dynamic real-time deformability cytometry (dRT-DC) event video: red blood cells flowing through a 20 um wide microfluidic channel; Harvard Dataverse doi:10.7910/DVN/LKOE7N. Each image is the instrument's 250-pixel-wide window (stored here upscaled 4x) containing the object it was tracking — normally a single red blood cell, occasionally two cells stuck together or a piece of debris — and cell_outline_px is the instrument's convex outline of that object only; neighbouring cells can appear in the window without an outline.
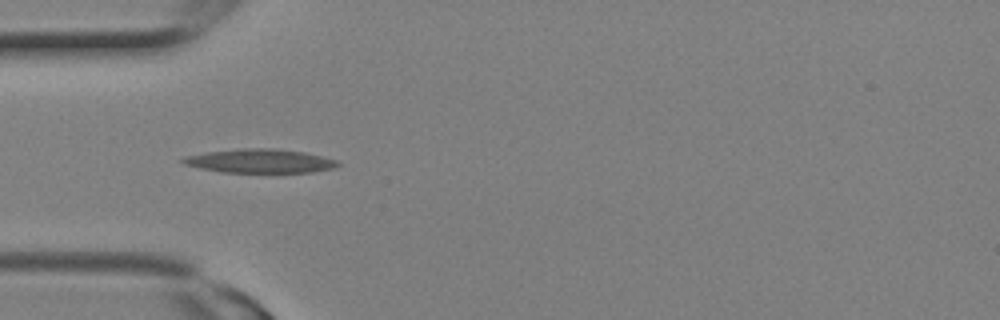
{"species": "Egyptian fruit bat (a non-hibernating species)", "species_latin": "Rousettus aegyptiacus", "temperature_condition": "room temperature", "stored_images_in_passage": 8, "camera_frame_rate_fps": 3000, "um_per_image_px": 0.085, "animal": {"sex": "female"}, "frame": {"image": 1, "passage_image": 2, "time_ms": 0.333, "image_size_px": [1000, 320], "cell_outline_px": [[340, 164], [336, 168], [312, 172], [220, 172], [200, 168], [184, 164], [180, 160], [188, 156], [208, 152], [244, 148], [272, 148], [304, 152], [336, 160]], "centroid_in_image_um": [22.12, 13.69], "position_along_channel_um": 62.9, "area_um2": 21.27}}
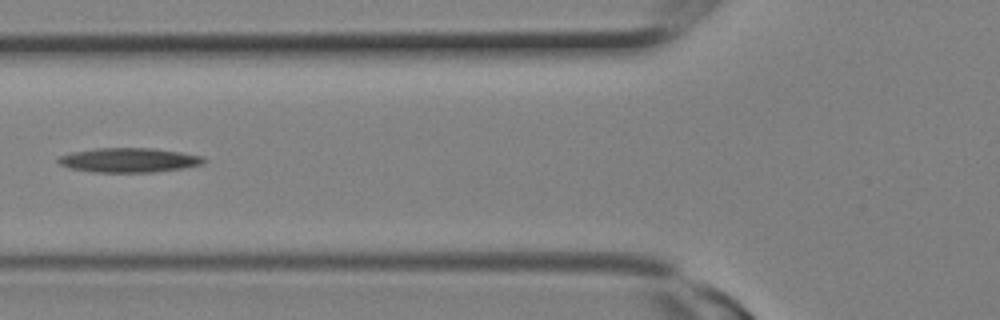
{"frame": {"image": 2, "passage_image": 4, "time_ms": 1.0, "image_size_px": [1000, 320], "cell_outline_px": [[208, 160], [204, 164], [184, 168], [152, 172], [92, 172], [68, 168], [60, 164], [56, 160], [60, 156], [72, 152], [96, 148], [152, 148], [180, 152], [204, 156]], "centroid_in_image_um": [10.99, 13.61], "position_along_channel_um": 114.8, "area_um2": 20.87}}
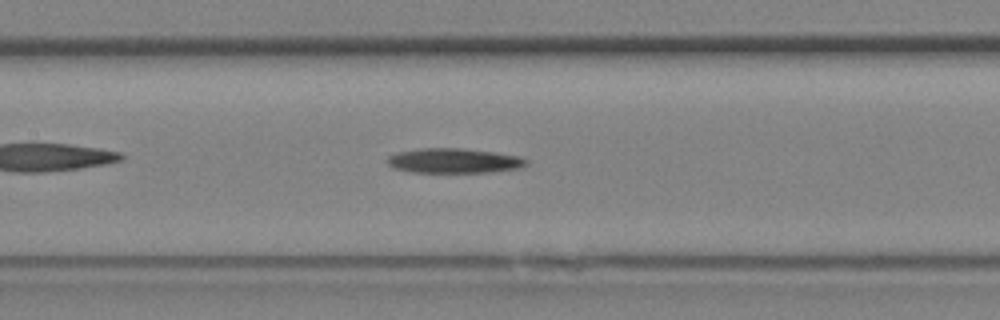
{"frame": {"image": 3, "passage_image": 6, "time_ms": 1.667, "image_size_px": [1000, 320], "cell_outline_px": [[528, 164], [520, 168], [492, 172], [408, 172], [392, 168], [384, 160], [388, 156], [396, 152], [420, 148], [460, 148], [492, 152], [520, 156], [528, 160]], "centroid_in_image_um": [38.54, 13.66], "position_along_channel_um": 168.9, "area_um2": 20.29}}